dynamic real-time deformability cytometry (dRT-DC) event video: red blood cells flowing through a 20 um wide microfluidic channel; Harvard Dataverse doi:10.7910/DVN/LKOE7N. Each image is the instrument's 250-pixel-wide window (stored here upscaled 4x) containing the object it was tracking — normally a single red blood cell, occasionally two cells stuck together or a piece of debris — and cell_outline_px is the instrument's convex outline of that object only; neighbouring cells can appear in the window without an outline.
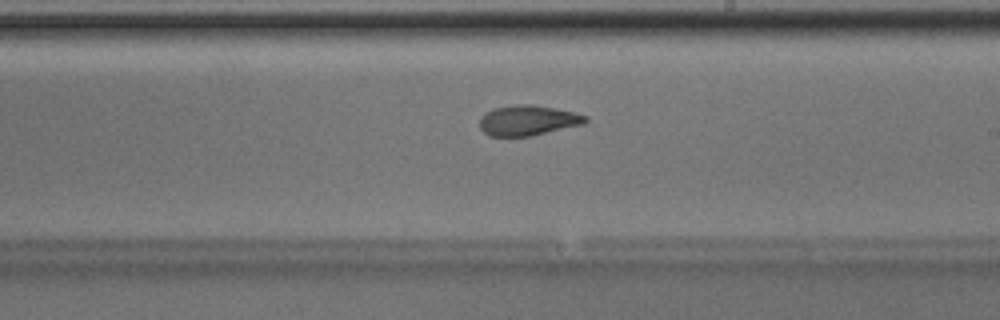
{"species": "Egyptian fruit bat (a non-hibernating species)", "species_latin": "Rousettus aegyptiacus", "temperature_condition": "room temperature", "stored_images_in_passage": 51, "camera_frame_rate_fps": 3000, "um_per_image_px": 0.085, "animal": {"sex": "male"}, "frame": {"image": 1, "passage_image": 30, "time_ms": 9.667, "image_size_px": [1000, 320], "cell_outline_px": [[588, 120], [584, 124], [532, 136], [488, 136], [480, 128], [480, 116], [484, 112], [496, 108], [516, 104], [532, 104], [556, 108], [588, 116]], "centroid_in_image_um": [44.87, 10.23], "position_along_channel_um": 244.1, "area_um2": 18.79}, "authors_computed_cell_mechanics": {"area_um2": 19.5364, "velocity_mm_per_s": 4.008, "shape_relaxation_time_tau1_ms": 4.2665, "shape_relaxation_time_tau2_ms": 1.7228, "deformation_change_tau1": 0.1532, "deformation_change_tau2": 0.0872}}